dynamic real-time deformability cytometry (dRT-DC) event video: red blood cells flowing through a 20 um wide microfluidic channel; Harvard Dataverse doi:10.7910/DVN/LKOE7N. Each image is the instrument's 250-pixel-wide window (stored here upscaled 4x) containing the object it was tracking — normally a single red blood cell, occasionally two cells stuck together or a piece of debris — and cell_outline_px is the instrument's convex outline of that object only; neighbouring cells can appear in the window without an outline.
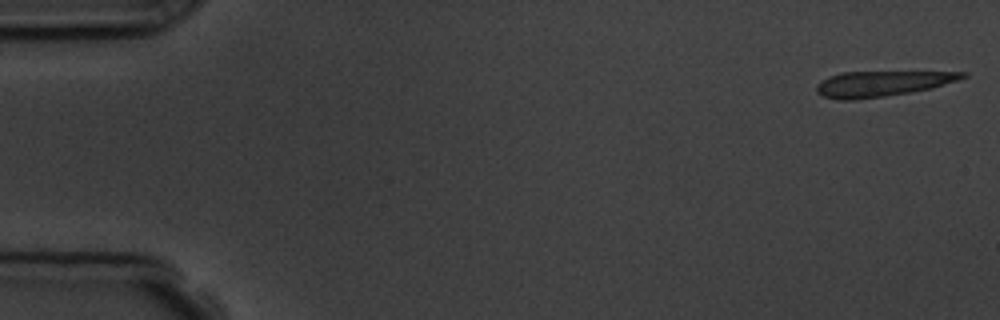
{"species": "common noctule bat (a hibernating species)", "species_latin": "Nyctalus noctula", "temperature_condition": "room temperature", "stored_images_in_passage": 5, "camera_frame_rate_fps": 3000, "um_per_image_px": 0.085, "animal": {"sex": "male", "body_mass_g": 19.5, "forearm_length_mm": 54.6}, "frame": {"image": 1, "passage_image": 1, "time_ms": 0.0, "image_size_px": [1000, 320], "cell_outline_px": [[968, 76], [960, 80], [932, 88], [912, 92], [884, 96], [852, 100], [836, 100], [824, 96], [816, 92], [816, 84], [820, 80], [828, 76], [844, 72], [968, 72]], "centroid_in_image_um": [74.96, 7.11], "position_along_channel_um": 10.0, "area_um2": 21.73}}
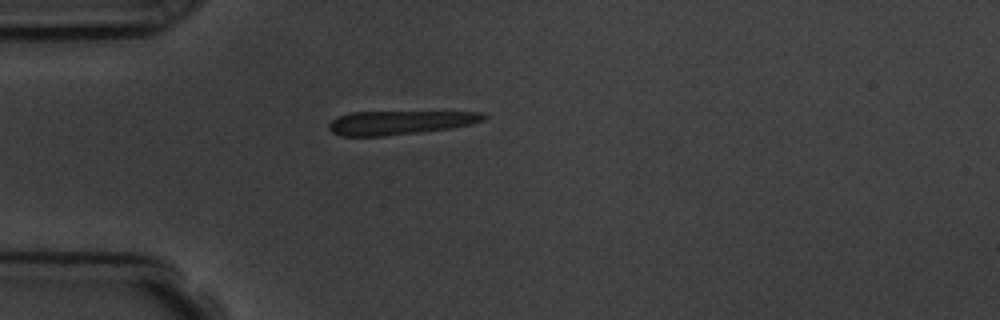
{"frame": {"image": 2, "passage_image": 4, "time_ms": 4.333, "image_size_px": [1000, 320], "cell_outline_px": [[488, 116], [484, 120], [472, 124], [452, 128], [384, 136], [340, 136], [332, 132], [328, 128], [328, 124], [336, 116], [352, 112], [484, 112]], "centroid_in_image_um": [33.98, 10.41], "position_along_channel_um": 51.0, "area_um2": 21.56}}